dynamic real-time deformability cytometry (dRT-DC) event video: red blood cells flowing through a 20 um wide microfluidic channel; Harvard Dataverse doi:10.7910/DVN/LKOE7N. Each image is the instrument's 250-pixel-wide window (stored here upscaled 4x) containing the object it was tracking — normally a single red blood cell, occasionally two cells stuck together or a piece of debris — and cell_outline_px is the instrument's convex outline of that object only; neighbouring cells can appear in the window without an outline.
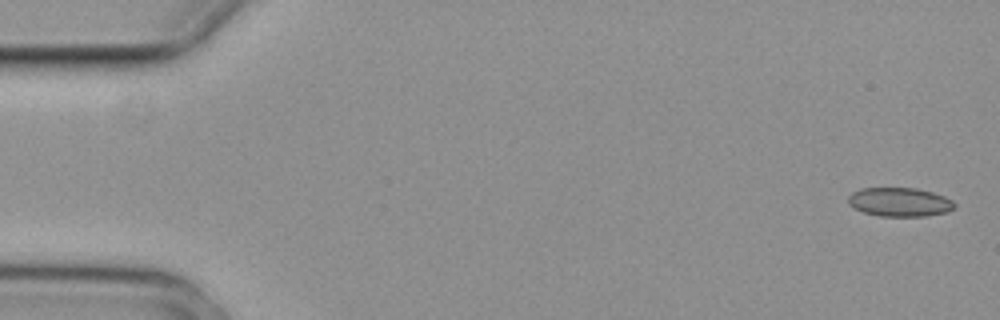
{"species": "common noctule bat (a hibernating species)", "species_latin": "Nyctalus noctula", "temperature_condition": "cold", "stored_images_in_passage": 6, "camera_frame_rate_fps": 3000, "um_per_image_px": 0.085, "animal": {"sex": "female", "body_mass_g": 29.2, "forearm_length_mm": 56.3}, "frame": {"image": 1, "passage_image": 1, "time_ms": 0.0, "image_size_px": [1000, 320], "cell_outline_px": [[956, 208], [948, 212], [924, 216], [880, 216], [864, 212], [848, 204], [848, 196], [852, 192], [860, 188], [916, 188], [932, 192], [944, 196], [952, 200], [956, 204]], "centroid_in_image_um": [76.49, 17.17], "position_along_channel_um": 8.5, "area_um2": 17.98}}